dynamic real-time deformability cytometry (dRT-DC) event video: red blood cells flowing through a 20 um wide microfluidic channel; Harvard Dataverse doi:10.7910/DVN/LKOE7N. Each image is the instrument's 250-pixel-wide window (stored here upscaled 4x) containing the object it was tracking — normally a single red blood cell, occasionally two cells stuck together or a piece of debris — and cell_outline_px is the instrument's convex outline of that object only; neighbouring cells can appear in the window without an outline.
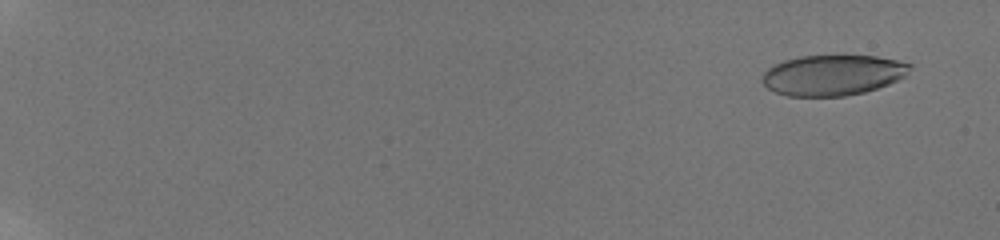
{"species": "human", "species_latin": "Homo sapiens", "temperature_condition": "room temperature", "stored_images_in_passage": 13, "camera_frame_rate_fps": 3000, "um_per_image_px": 0.085, "donor": {"sex": "male"}, "frame": {"image": 1, "passage_image": 2, "time_ms": 0.667, "image_size_px": [1000, 240], "cell_outline_px": [[912, 68], [904, 76], [888, 84], [864, 92], [844, 96], [788, 96], [776, 92], [768, 88], [764, 84], [764, 72], [768, 68], [784, 60], [800, 56], [876, 56], [896, 60], [912, 64]], "centroid_in_image_um": [70.8, 6.38], "position_along_channel_um": 14.2, "area_um2": 34.51}}
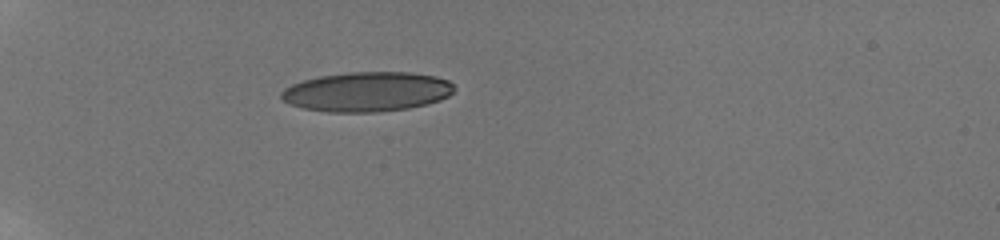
{"frame": {"image": 2, "passage_image": 10, "time_ms": 6.333, "image_size_px": [1000, 240], "cell_outline_px": [[456, 88], [448, 96], [440, 100], [428, 104], [408, 108], [380, 112], [328, 112], [304, 108], [292, 104], [284, 100], [280, 96], [280, 92], [284, 88], [292, 84], [304, 80], [320, 76], [348, 72], [412, 72], [436, 76], [448, 80]], "centroid_in_image_um": [31.22, 7.79], "position_along_channel_um": 53.8, "area_um2": 40.06}}
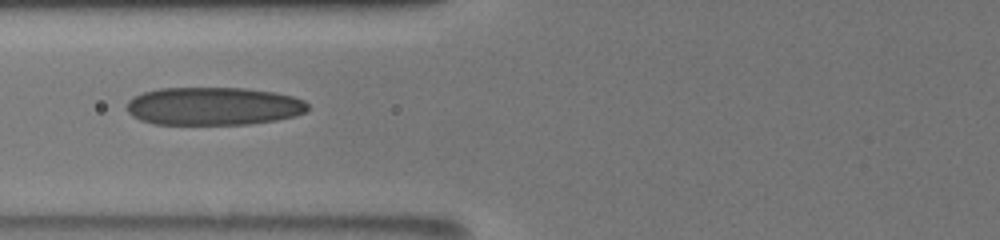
{"frame": {"image": 3, "passage_image": 12, "time_ms": 8.667, "image_size_px": [1000, 240], "cell_outline_px": [[308, 108], [304, 112], [292, 116], [276, 120], [248, 124], [156, 124], [140, 120], [132, 116], [128, 112], [128, 100], [132, 96], [144, 92], [160, 88], [248, 88], [272, 92], [292, 96], [304, 100], [308, 104]], "centroid_in_image_um": [18.12, 9.02], "position_along_channel_um": 107.7, "area_um2": 40.06}}